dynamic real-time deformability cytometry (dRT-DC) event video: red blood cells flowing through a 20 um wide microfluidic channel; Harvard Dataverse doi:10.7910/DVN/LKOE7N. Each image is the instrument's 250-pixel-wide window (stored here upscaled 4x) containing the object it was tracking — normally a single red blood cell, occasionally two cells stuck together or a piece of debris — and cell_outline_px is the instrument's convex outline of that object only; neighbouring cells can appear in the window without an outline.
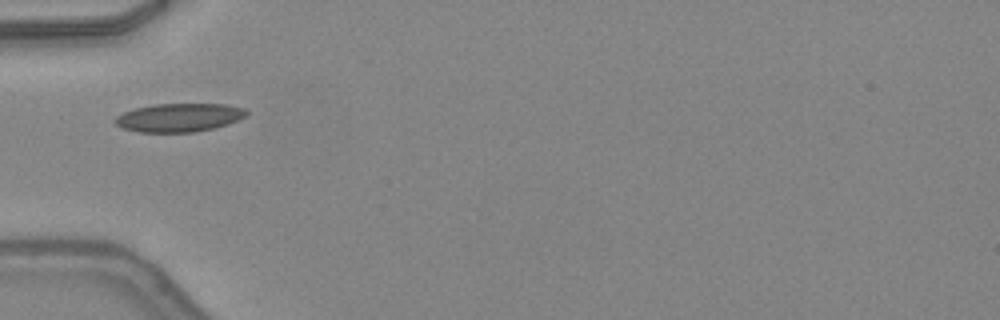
{"species": "common noctule bat (a hibernating species)", "species_latin": "Nyctalus noctula", "temperature_condition": "warm", "stored_images_in_passage": 33, "camera_frame_rate_fps": 3000, "um_per_image_px": 0.085, "animal": {"sex": "female", "body_mass_g": 24.6, "forearm_length_mm": 56.2}, "frame": {"image": 1, "passage_image": 1, "time_ms": 0.0, "image_size_px": [1000, 320], "cell_outline_px": [[248, 116], [240, 120], [216, 128], [196, 132], [140, 132], [124, 128], [116, 124], [112, 120], [116, 116], [124, 112], [136, 108], [156, 104], [228, 104], [244, 108], [248, 112]], "centroid_in_image_um": [15.28, 9.99], "position_along_channel_um": 69.7, "area_um2": 21.96}}
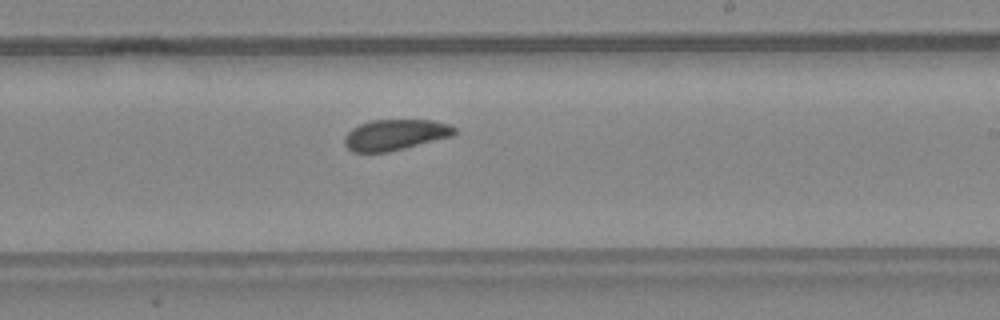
{"frame": {"image": 2, "passage_image": 14, "time_ms": 4.333, "image_size_px": [1000, 320], "cell_outline_px": [[456, 132], [452, 136], [388, 152], [352, 152], [344, 144], [344, 136], [352, 128], [360, 124], [372, 120], [432, 120], [448, 124], [456, 128]], "centroid_in_image_um": [33.57, 11.45], "position_along_channel_um": 255.4, "area_um2": 19.65}}
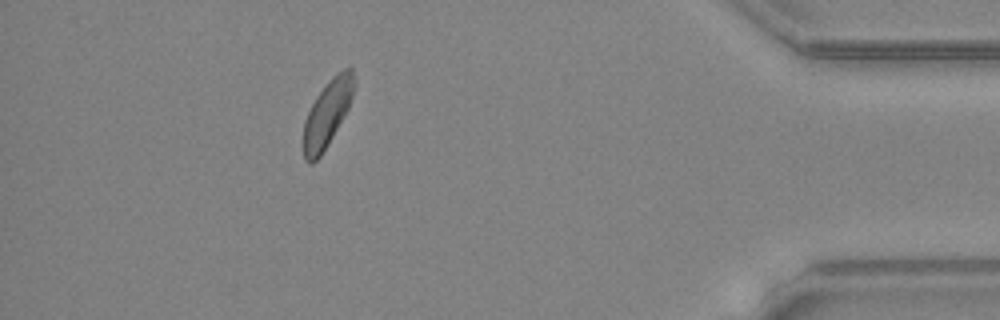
{"frame": {"image": 3, "passage_image": 28, "time_ms": 9.0, "image_size_px": [1000, 320], "cell_outline_px": [[356, 84], [348, 108], [332, 136], [320, 156], [312, 164], [308, 164], [304, 160], [304, 120], [316, 96], [328, 80], [332, 76], [344, 68], [352, 68], [356, 80]], "centroid_in_image_um": [27.83, 9.61], "position_along_channel_um": 407.4, "area_um2": 19.42}, "authors_computed_cell_mechanics": {"area_um2": 20.1144, "velocity_mm_per_s": 4.2832, "shape_relaxation_time_tau1_ms": 2.8427, "shape_relaxation_time_tau2_ms": 2.4146, "deformation_change_tau1": 0.0718, "deformation_change_tau2": 0.0628}}